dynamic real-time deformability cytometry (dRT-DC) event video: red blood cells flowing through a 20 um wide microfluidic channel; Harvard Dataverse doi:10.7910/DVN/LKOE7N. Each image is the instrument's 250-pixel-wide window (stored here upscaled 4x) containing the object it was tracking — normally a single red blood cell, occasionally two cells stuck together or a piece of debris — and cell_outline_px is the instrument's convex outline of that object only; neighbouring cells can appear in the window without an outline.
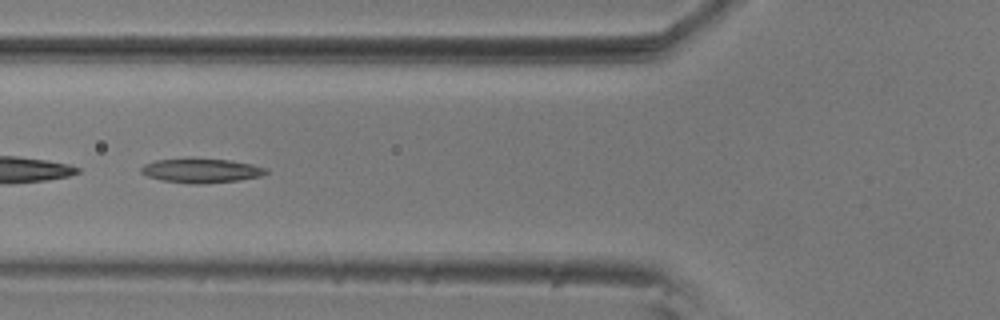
{"species": "common noctule bat (a hibernating species)", "species_latin": "Nyctalus noctula", "temperature_condition": "room temperature", "stored_images_in_passage": 41, "camera_frame_rate_fps": 3000, "um_per_image_px": 0.085, "animal": {"sex": "male", "body_mass_g": 20.5, "forearm_length_mm": 52.5}, "frame": {"image": 1, "passage_image": 7, "time_ms": 2.0, "image_size_px": [1000, 320], "cell_outline_px": [[268, 172], [260, 176], [236, 180], [200, 184], [192, 184], [160, 180], [148, 176], [140, 172], [140, 168], [144, 164], [156, 160], [228, 160], [252, 164], [268, 168]], "centroid_in_image_um": [17.1, 14.53], "position_along_channel_um": 108.7, "area_um2": 17.11}}
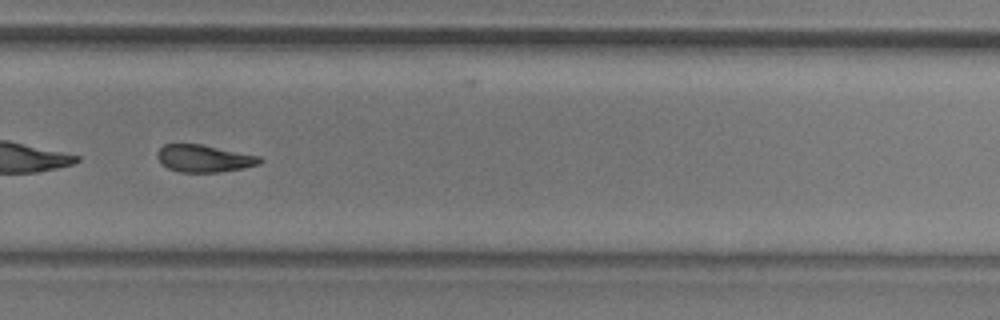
{"frame": {"image": 2, "passage_image": 24, "time_ms": 7.667, "image_size_px": [1000, 320], "cell_outline_px": [[264, 160], [260, 164], [244, 168], [220, 172], [180, 172], [168, 168], [156, 156], [156, 152], [164, 144], [200, 144], [260, 156]], "centroid_in_image_um": [17.37, 13.47], "position_along_channel_um": 312.4, "area_um2": 16.24}, "authors_computed_cell_mechanics": {"area_um2": 17.1666, "velocity_mm_per_s": 3.6004, "shape_relaxation_time_tau1_ms": null, "shape_relaxation_time_tau2_ms": 5.8109, "deformation_change_tau1": null, "deformation_change_tau2": 0.1251}}